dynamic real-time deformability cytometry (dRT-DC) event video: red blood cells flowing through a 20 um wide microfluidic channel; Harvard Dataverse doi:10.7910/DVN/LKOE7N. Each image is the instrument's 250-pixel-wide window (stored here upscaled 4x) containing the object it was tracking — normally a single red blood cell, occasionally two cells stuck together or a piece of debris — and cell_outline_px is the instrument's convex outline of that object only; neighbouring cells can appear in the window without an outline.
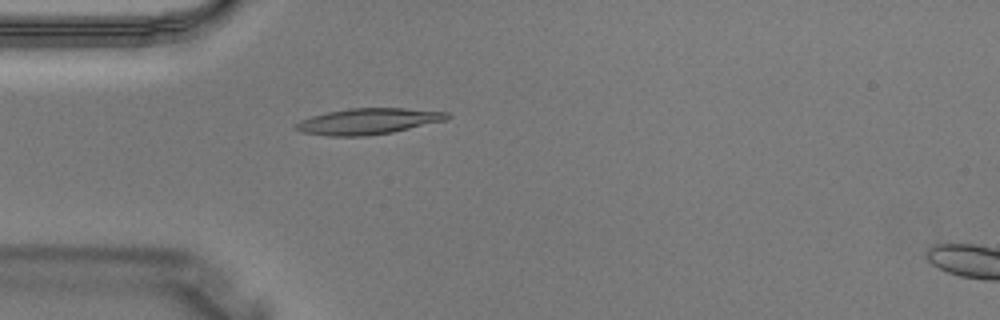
{"species": "Egyptian fruit bat (a non-hibernating species)", "species_latin": "Rousettus aegyptiacus", "temperature_condition": "warm", "stored_images_in_passage": 4, "segment_of_instrument_passage": [1, 2], "camera_frame_rate_fps": 3000, "um_per_image_px": 0.085, "animal": {"sex": "male"}, "frame": {"image": 1, "passage_image": 3, "time_ms": 0.667, "image_size_px": [1000, 320], "cell_outline_px": [[452, 116], [448, 120], [392, 132], [368, 136], [328, 136], [300, 132], [296, 128], [296, 124], [300, 120], [312, 116], [328, 112], [348, 108], [404, 108], [448, 112]], "centroid_in_image_um": [31.33, 10.31], "position_along_channel_um": 53.7, "area_um2": 23.0}}